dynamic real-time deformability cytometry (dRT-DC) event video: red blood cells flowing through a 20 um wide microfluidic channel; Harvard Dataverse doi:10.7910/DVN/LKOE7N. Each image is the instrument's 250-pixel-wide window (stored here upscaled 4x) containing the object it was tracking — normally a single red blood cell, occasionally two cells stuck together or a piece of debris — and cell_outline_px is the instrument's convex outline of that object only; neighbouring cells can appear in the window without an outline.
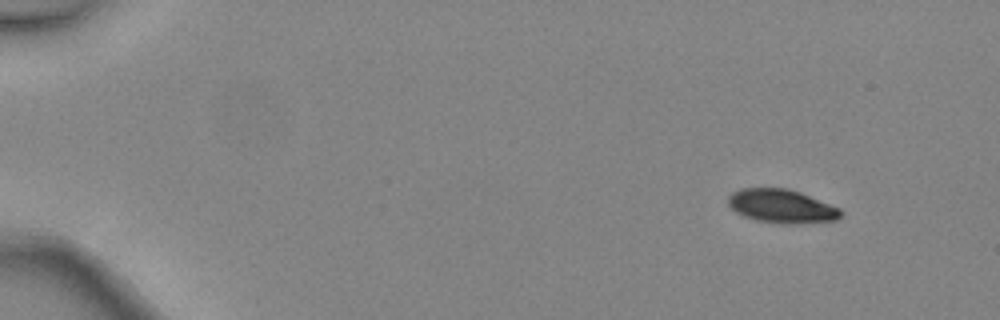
{"species": "common noctule bat (a hibernating species)", "species_latin": "Nyctalus noctula", "temperature_condition": "warm", "stored_images_in_passage": 4, "camera_frame_rate_fps": 3000, "um_per_image_px": 0.085, "animal": {"sex": "female", "body_mass_g": 24.6, "forearm_length_mm": 56.2}, "frame": {"image": 1, "passage_image": 1, "time_ms": 0.0, "image_size_px": [1000, 320], "cell_outline_px": [[844, 212], [836, 220], [800, 224], [784, 224], [756, 220], [744, 216], [736, 212], [728, 204], [728, 196], [732, 192], [740, 188], [788, 188], [800, 192], [840, 208]], "centroid_in_image_um": [66.44, 17.53], "position_along_channel_um": 18.6, "area_um2": 22.2}}
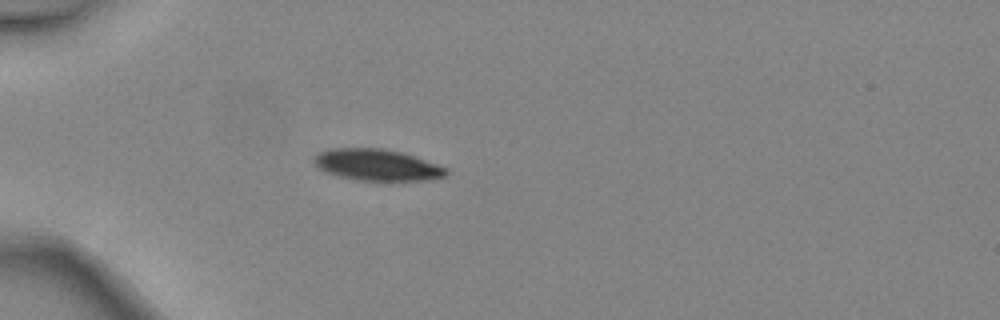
{"frame": {"image": 2, "passage_image": 4, "time_ms": 1.0, "image_size_px": [1000, 320], "cell_outline_px": [[448, 176], [428, 180], [356, 180], [324, 172], [312, 160], [312, 156], [316, 152], [328, 148], [384, 148], [400, 152], [448, 168]], "centroid_in_image_um": [32.0, 14.01], "position_along_channel_um": 53.0, "area_um2": 24.28}}